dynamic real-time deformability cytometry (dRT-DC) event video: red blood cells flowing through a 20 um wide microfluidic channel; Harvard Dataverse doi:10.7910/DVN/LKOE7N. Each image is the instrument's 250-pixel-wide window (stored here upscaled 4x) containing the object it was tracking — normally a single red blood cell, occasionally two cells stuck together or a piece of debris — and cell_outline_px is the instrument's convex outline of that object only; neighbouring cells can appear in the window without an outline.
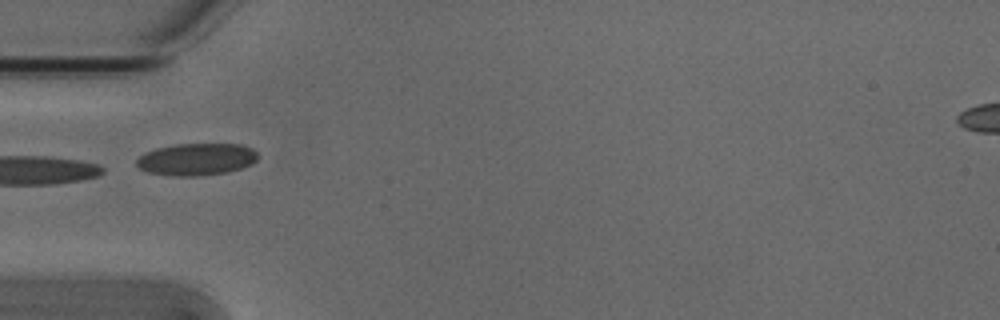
{"species": "Egyptian fruit bat (a non-hibernating species)", "species_latin": "Rousettus aegyptiacus", "temperature_condition": "cold", "stored_images_in_passage": 7, "camera_frame_rate_fps": 3000, "um_per_image_px": 0.085, "animal": {"sex": "male"}, "frame": {"image": 1, "passage_image": 4, "time_ms": 1.0, "image_size_px": [1000, 320], "cell_outline_px": [[256, 160], [252, 164], [228, 172], [196, 176], [172, 176], [148, 172], [140, 168], [136, 164], [136, 160], [144, 152], [156, 148], [176, 144], [240, 144], [252, 148], [256, 152]], "centroid_in_image_um": [16.68, 13.54], "position_along_channel_um": 68.3, "area_um2": 22.66}}
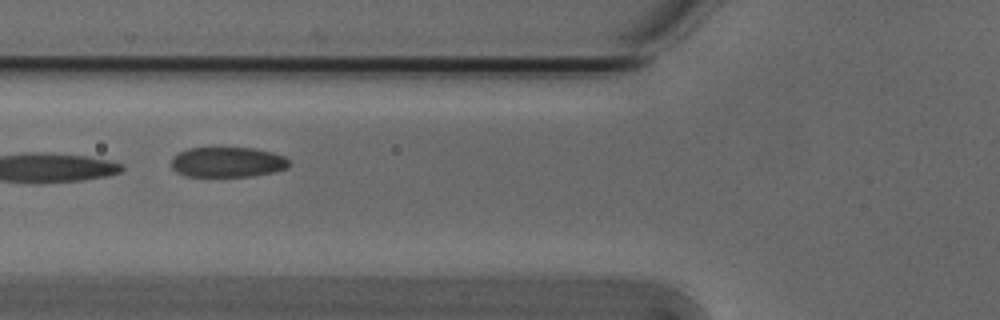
{"frame": {"image": 2, "passage_image": 5, "time_ms": 1.333, "image_size_px": [1000, 320], "cell_outline_px": [[288, 168], [272, 172], [252, 176], [184, 176], [176, 172], [172, 168], [172, 156], [188, 148], [252, 148], [272, 152], [284, 156], [288, 160]], "centroid_in_image_um": [19.31, 13.78], "position_along_channel_um": 106.5, "area_um2": 20.63}}
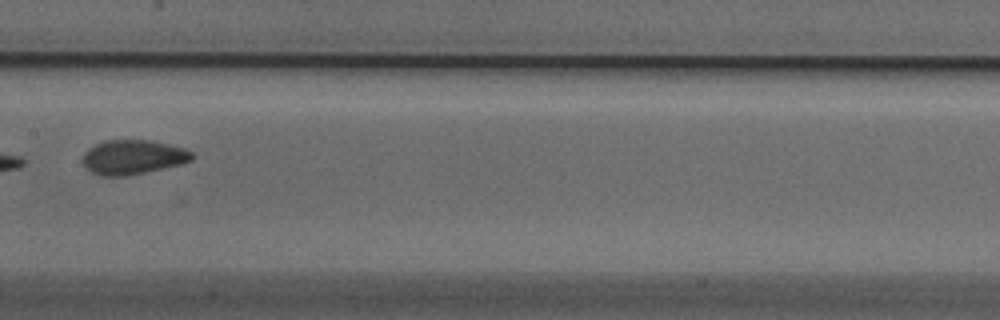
{"frame": {"image": 3, "passage_image": 7, "time_ms": 2.0, "image_size_px": [1000, 320], "cell_outline_px": [[192, 160], [180, 164], [144, 172], [124, 176], [100, 176], [92, 172], [80, 160], [84, 152], [88, 148], [104, 140], [148, 140], [168, 144], [184, 148], [192, 152]], "centroid_in_image_um": [11.25, 13.35], "position_along_channel_um": 196.1, "area_um2": 21.79}}